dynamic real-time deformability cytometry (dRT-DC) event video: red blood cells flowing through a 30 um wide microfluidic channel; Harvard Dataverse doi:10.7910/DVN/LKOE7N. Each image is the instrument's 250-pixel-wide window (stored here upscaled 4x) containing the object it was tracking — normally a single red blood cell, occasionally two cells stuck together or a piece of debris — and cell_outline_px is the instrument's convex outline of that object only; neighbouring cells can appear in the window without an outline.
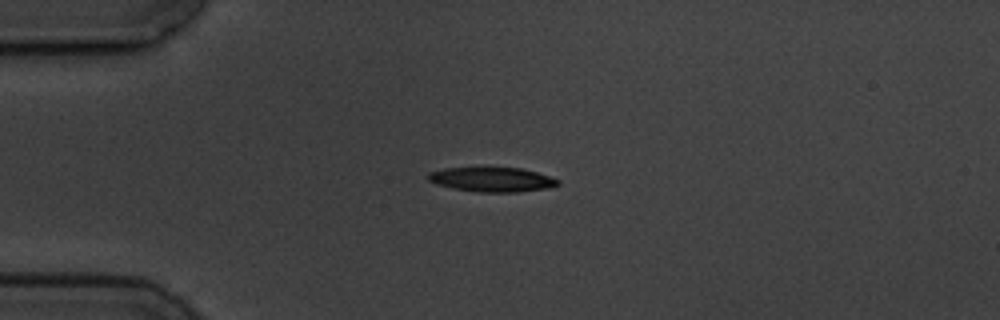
{"species": "common noctule bat (a hibernating species)", "species_latin": "Nyctalus noctula", "temperature_condition": "cold", "stored_images_in_passage": 10, "camera_frame_rate_fps": 3000, "um_per_image_px": 0.085, "animal": {"sex": "male", "body_mass_g": 19.5, "forearm_length_mm": 54.6}, "frame": {"image": 1, "passage_image": 3, "time_ms": 2.333, "image_size_px": [1000, 320], "cell_outline_px": [[560, 184], [548, 188], [516, 192], [480, 192], [452, 188], [436, 184], [428, 180], [428, 172], [444, 168], [520, 168], [536, 172], [560, 180]], "centroid_in_image_um": [41.81, 15.26], "position_along_channel_um": 43.2, "area_um2": 18.38}}
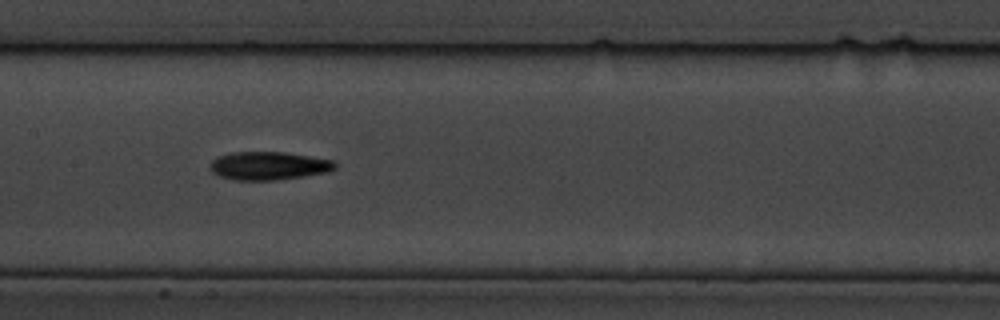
{"frame": {"image": 2, "passage_image": 7, "time_ms": 7.0, "image_size_px": [1000, 320], "cell_outline_px": [[336, 168], [328, 172], [304, 176], [276, 180], [236, 180], [220, 176], [212, 172], [208, 164], [216, 156], [232, 152], [284, 152], [332, 160], [336, 164]], "centroid_in_image_um": [22.8, 14.09], "position_along_channel_um": 184.6, "area_um2": 20.58}}
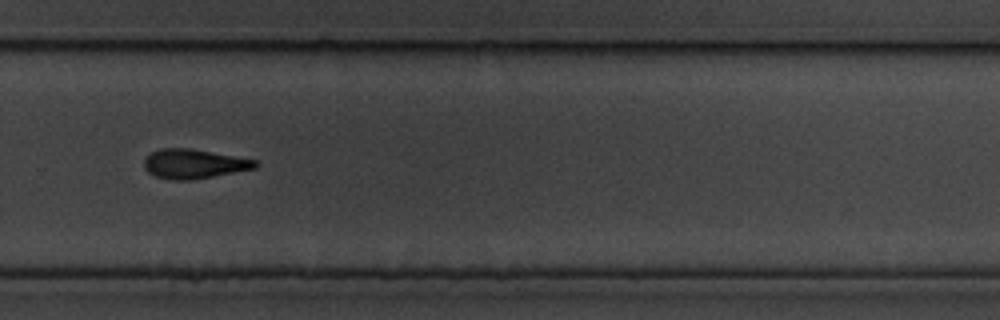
{"frame": {"image": 3, "passage_image": 10, "time_ms": 10.667, "image_size_px": [1000, 320], "cell_outline_px": [[260, 164], [256, 168], [192, 180], [172, 180], [156, 176], [148, 172], [144, 168], [144, 160], [152, 152], [160, 148], [188, 148], [256, 160]], "centroid_in_image_um": [16.47, 13.93], "position_along_channel_um": 313.3, "area_um2": 18.84}}